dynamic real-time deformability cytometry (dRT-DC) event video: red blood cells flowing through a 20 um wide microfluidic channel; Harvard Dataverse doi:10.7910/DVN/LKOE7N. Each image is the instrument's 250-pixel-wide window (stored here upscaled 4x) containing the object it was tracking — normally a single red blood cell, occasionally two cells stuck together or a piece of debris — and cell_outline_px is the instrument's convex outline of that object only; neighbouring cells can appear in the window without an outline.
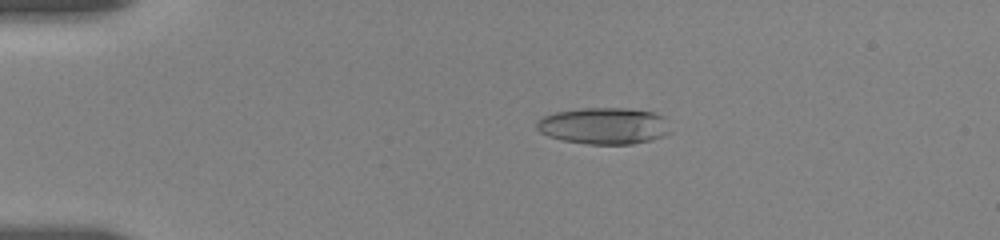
{"species": "human", "species_latin": "Homo sapiens", "temperature_condition": "room temperature", "stored_images_in_passage": 75, "camera_frame_rate_fps": 3000, "um_per_image_px": 0.085, "donor": {"sex": "female"}, "frame": {"image": 1, "passage_image": 17, "time_ms": 3.667, "image_size_px": [1000, 240], "cell_outline_px": [[672, 132], [664, 136], [652, 140], [632, 144], [588, 144], [564, 140], [548, 136], [540, 132], [536, 128], [536, 120], [544, 116], [556, 112], [580, 108], [628, 108], [652, 112], [664, 116]], "centroid_in_image_um": [51.36, 10.7], "position_along_channel_um": 33.6, "area_um2": 28.73}}
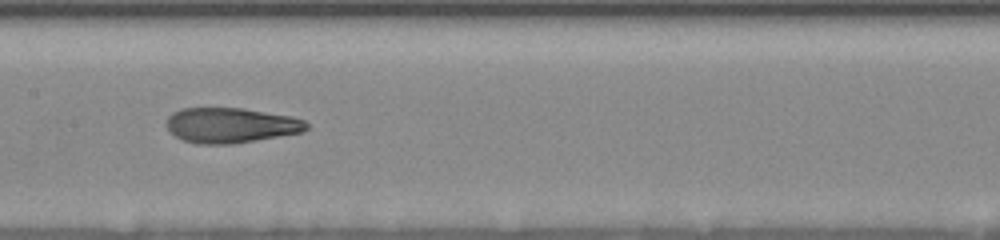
{"frame": {"image": 2, "passage_image": 43, "time_ms": 9.333, "image_size_px": [1000, 240], "cell_outline_px": [[308, 128], [304, 132], [232, 144], [196, 144], [184, 140], [176, 136], [168, 128], [168, 116], [172, 112], [180, 108], [244, 108], [292, 116], [304, 120], [308, 124]], "centroid_in_image_um": [19.65, 10.64], "position_along_channel_um": 187.8, "area_um2": 28.73}}
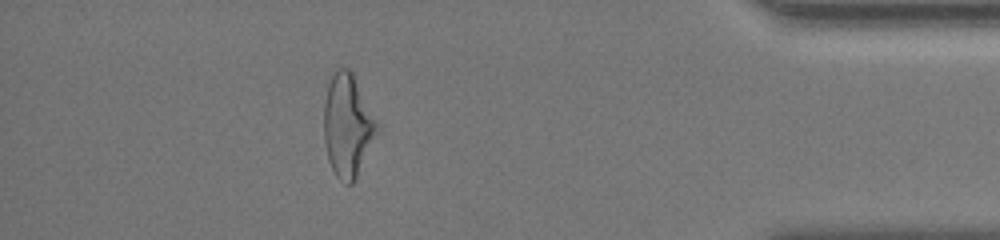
{"frame": {"image": 3, "passage_image": 67, "time_ms": 16.333, "image_size_px": [1000, 240], "cell_outline_px": [[380, 128], [352, 184], [344, 184], [336, 176], [328, 160], [324, 144], [324, 100], [328, 84], [336, 68], [348, 68], [352, 72]], "centroid_in_image_um": [29.52, 10.67], "position_along_channel_um": 405.7, "area_um2": 31.5}, "authors_computed_cell_mechanics": {"area_um2": 29.5358, "velocity_mm_per_s": 3.6643, "shape_relaxation_time_tau1_ms": 8.1576, "shape_relaxation_time_tau2_ms": 2.2614, "deformation_change_tau1": 0.2568, "deformation_change_tau2": 0.1114}}